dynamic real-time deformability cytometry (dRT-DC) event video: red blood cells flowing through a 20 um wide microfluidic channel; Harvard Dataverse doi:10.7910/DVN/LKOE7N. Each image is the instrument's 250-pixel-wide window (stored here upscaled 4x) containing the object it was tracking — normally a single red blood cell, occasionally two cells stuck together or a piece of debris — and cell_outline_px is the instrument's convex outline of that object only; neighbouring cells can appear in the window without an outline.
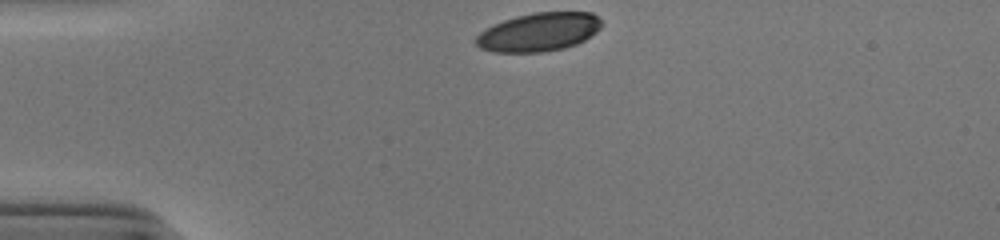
{"species": "human", "species_latin": "Homo sapiens", "temperature_condition": "cold", "stored_images_in_passage": 31, "camera_frame_rate_fps": 3000, "um_per_image_px": 0.085, "donor": {"sex": "male"}, "frame": {"image": 1, "passage_image": 1, "time_ms": 0.0, "image_size_px": [1000, 240], "cell_outline_px": [[600, 28], [596, 32], [584, 40], [576, 44], [564, 48], [544, 52], [492, 52], [480, 48], [476, 44], [476, 36], [484, 28], [492, 24], [516, 16], [532, 12], [592, 12], [600, 16]], "centroid_in_image_um": [45.78, 2.72], "position_along_channel_um": 39.2, "area_um2": 28.38}}
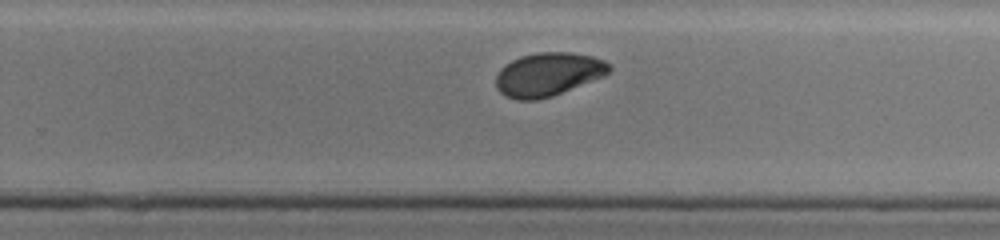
{"frame": {"image": 2, "passage_image": 23, "time_ms": 7.333, "image_size_px": [1000, 240], "cell_outline_px": [[612, 68], [604, 76], [552, 96], [536, 100], [516, 100], [504, 96], [496, 88], [496, 76], [500, 68], [504, 64], [520, 56], [540, 52], [572, 52], [592, 56], [604, 60]], "centroid_in_image_um": [46.56, 6.32], "position_along_channel_um": 283.2, "area_um2": 28.78}}
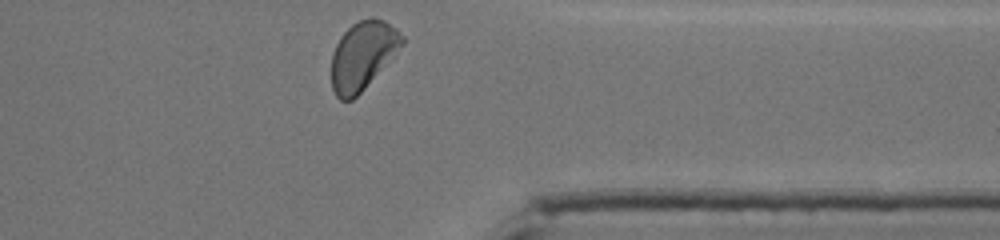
{"frame": {"image": 3, "passage_image": 31, "time_ms": 10.0, "image_size_px": [1000, 240], "cell_outline_px": [[404, 44], [364, 88], [352, 100], [340, 100], [336, 96], [332, 88], [332, 52], [340, 36], [352, 24], [360, 20], [372, 16], [384, 20], [396, 28], [404, 36]], "centroid_in_image_um": [30.83, 4.68], "position_along_channel_um": 380.6, "area_um2": 27.92}, "authors_computed_cell_mechanics": {"area_um2": 29.478, "velocity_mm_per_s": 3.8657, "shape_relaxation_time_tau1_ms": 3.2944, "shape_relaxation_time_tau2_ms": 2.2613, "deformation_change_tau1": 0.1325, "deformation_change_tau2": 0.0514}}